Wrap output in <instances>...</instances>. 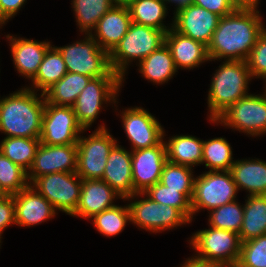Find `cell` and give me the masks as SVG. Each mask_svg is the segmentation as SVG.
Returning <instances> with one entry per match:
<instances>
[{
    "label": "cell",
    "mask_w": 266,
    "mask_h": 267,
    "mask_svg": "<svg viewBox=\"0 0 266 267\" xmlns=\"http://www.w3.org/2000/svg\"><path fill=\"white\" fill-rule=\"evenodd\" d=\"M239 238L245 242L266 234V195H246Z\"/></svg>",
    "instance_id": "83f0119b"
},
{
    "label": "cell",
    "mask_w": 266,
    "mask_h": 267,
    "mask_svg": "<svg viewBox=\"0 0 266 267\" xmlns=\"http://www.w3.org/2000/svg\"><path fill=\"white\" fill-rule=\"evenodd\" d=\"M122 200L129 202L131 223L141 230L156 234L191 223L179 209L157 203L144 192L135 193Z\"/></svg>",
    "instance_id": "8992f818"
},
{
    "label": "cell",
    "mask_w": 266,
    "mask_h": 267,
    "mask_svg": "<svg viewBox=\"0 0 266 267\" xmlns=\"http://www.w3.org/2000/svg\"><path fill=\"white\" fill-rule=\"evenodd\" d=\"M39 144V138L4 137L0 142V152L28 172Z\"/></svg>",
    "instance_id": "1f68e13d"
},
{
    "label": "cell",
    "mask_w": 266,
    "mask_h": 267,
    "mask_svg": "<svg viewBox=\"0 0 266 267\" xmlns=\"http://www.w3.org/2000/svg\"><path fill=\"white\" fill-rule=\"evenodd\" d=\"M141 76L154 85H163L168 83L177 75L178 70L175 67L173 57L166 44L158 50L153 51L141 62L136 64Z\"/></svg>",
    "instance_id": "484cf974"
},
{
    "label": "cell",
    "mask_w": 266,
    "mask_h": 267,
    "mask_svg": "<svg viewBox=\"0 0 266 267\" xmlns=\"http://www.w3.org/2000/svg\"><path fill=\"white\" fill-rule=\"evenodd\" d=\"M210 123L224 126L246 134L260 137L266 134V92L248 94L232 104L215 121Z\"/></svg>",
    "instance_id": "9c48e42d"
},
{
    "label": "cell",
    "mask_w": 266,
    "mask_h": 267,
    "mask_svg": "<svg viewBox=\"0 0 266 267\" xmlns=\"http://www.w3.org/2000/svg\"><path fill=\"white\" fill-rule=\"evenodd\" d=\"M144 193L157 203L179 209L192 222L191 201L180 190L168 189V186L157 182Z\"/></svg>",
    "instance_id": "74e56055"
},
{
    "label": "cell",
    "mask_w": 266,
    "mask_h": 267,
    "mask_svg": "<svg viewBox=\"0 0 266 267\" xmlns=\"http://www.w3.org/2000/svg\"><path fill=\"white\" fill-rule=\"evenodd\" d=\"M56 211L72 215L79 204L82 179L76 172H56L37 177L30 184Z\"/></svg>",
    "instance_id": "7c38bea8"
},
{
    "label": "cell",
    "mask_w": 266,
    "mask_h": 267,
    "mask_svg": "<svg viewBox=\"0 0 266 267\" xmlns=\"http://www.w3.org/2000/svg\"><path fill=\"white\" fill-rule=\"evenodd\" d=\"M127 7L134 23L165 32L173 27V18L172 23L168 24L165 21L169 16L168 10L170 11L165 0H131Z\"/></svg>",
    "instance_id": "4316f807"
},
{
    "label": "cell",
    "mask_w": 266,
    "mask_h": 267,
    "mask_svg": "<svg viewBox=\"0 0 266 267\" xmlns=\"http://www.w3.org/2000/svg\"><path fill=\"white\" fill-rule=\"evenodd\" d=\"M237 186L230 171H205L195 175L191 199L192 221L201 210H213L237 199Z\"/></svg>",
    "instance_id": "8fae6325"
},
{
    "label": "cell",
    "mask_w": 266,
    "mask_h": 267,
    "mask_svg": "<svg viewBox=\"0 0 266 267\" xmlns=\"http://www.w3.org/2000/svg\"><path fill=\"white\" fill-rule=\"evenodd\" d=\"M165 44L171 52L177 70H193L210 61L204 43L177 32L173 27L166 32Z\"/></svg>",
    "instance_id": "44dd1931"
},
{
    "label": "cell",
    "mask_w": 266,
    "mask_h": 267,
    "mask_svg": "<svg viewBox=\"0 0 266 267\" xmlns=\"http://www.w3.org/2000/svg\"><path fill=\"white\" fill-rule=\"evenodd\" d=\"M72 44L55 46L61 53L67 72L78 73L88 77L119 76L110 65V55L100 48L98 43L90 36L83 35Z\"/></svg>",
    "instance_id": "ba28073f"
},
{
    "label": "cell",
    "mask_w": 266,
    "mask_h": 267,
    "mask_svg": "<svg viewBox=\"0 0 266 267\" xmlns=\"http://www.w3.org/2000/svg\"><path fill=\"white\" fill-rule=\"evenodd\" d=\"M5 37L10 46L15 70L22 78L32 80L52 43L48 39L47 41H38L11 34H7Z\"/></svg>",
    "instance_id": "ac0fdd59"
},
{
    "label": "cell",
    "mask_w": 266,
    "mask_h": 267,
    "mask_svg": "<svg viewBox=\"0 0 266 267\" xmlns=\"http://www.w3.org/2000/svg\"><path fill=\"white\" fill-rule=\"evenodd\" d=\"M8 194L2 189L1 185H0V198H3L5 196H7Z\"/></svg>",
    "instance_id": "c3c4849f"
},
{
    "label": "cell",
    "mask_w": 266,
    "mask_h": 267,
    "mask_svg": "<svg viewBox=\"0 0 266 267\" xmlns=\"http://www.w3.org/2000/svg\"><path fill=\"white\" fill-rule=\"evenodd\" d=\"M123 79L120 76H102L91 79L80 92L72 105L76 118L84 130H89L99 115L105 110V104L118 110V96L123 88ZM120 91V92H119Z\"/></svg>",
    "instance_id": "5b68a950"
},
{
    "label": "cell",
    "mask_w": 266,
    "mask_h": 267,
    "mask_svg": "<svg viewBox=\"0 0 266 267\" xmlns=\"http://www.w3.org/2000/svg\"><path fill=\"white\" fill-rule=\"evenodd\" d=\"M131 155L134 194L145 192L149 187L160 182L164 164L167 162L163 140L153 147L132 150Z\"/></svg>",
    "instance_id": "2e32d148"
},
{
    "label": "cell",
    "mask_w": 266,
    "mask_h": 267,
    "mask_svg": "<svg viewBox=\"0 0 266 267\" xmlns=\"http://www.w3.org/2000/svg\"><path fill=\"white\" fill-rule=\"evenodd\" d=\"M118 115L124 133L131 143V151L153 147L163 140V126L147 109L140 106L126 107L120 110Z\"/></svg>",
    "instance_id": "5bb4252c"
},
{
    "label": "cell",
    "mask_w": 266,
    "mask_h": 267,
    "mask_svg": "<svg viewBox=\"0 0 266 267\" xmlns=\"http://www.w3.org/2000/svg\"><path fill=\"white\" fill-rule=\"evenodd\" d=\"M188 243L195 250L191 257L196 260L236 266L242 242L236 232L208 226V229L194 232Z\"/></svg>",
    "instance_id": "52a82bcc"
},
{
    "label": "cell",
    "mask_w": 266,
    "mask_h": 267,
    "mask_svg": "<svg viewBox=\"0 0 266 267\" xmlns=\"http://www.w3.org/2000/svg\"><path fill=\"white\" fill-rule=\"evenodd\" d=\"M236 267H266V234L241 243Z\"/></svg>",
    "instance_id": "f35d334b"
},
{
    "label": "cell",
    "mask_w": 266,
    "mask_h": 267,
    "mask_svg": "<svg viewBox=\"0 0 266 267\" xmlns=\"http://www.w3.org/2000/svg\"><path fill=\"white\" fill-rule=\"evenodd\" d=\"M12 225H16L14 198L13 195H7L3 198H0V239L3 238V231Z\"/></svg>",
    "instance_id": "60d3db41"
},
{
    "label": "cell",
    "mask_w": 266,
    "mask_h": 267,
    "mask_svg": "<svg viewBox=\"0 0 266 267\" xmlns=\"http://www.w3.org/2000/svg\"><path fill=\"white\" fill-rule=\"evenodd\" d=\"M173 28L206 46L218 26L220 16L193 3L173 11Z\"/></svg>",
    "instance_id": "e0dca14e"
},
{
    "label": "cell",
    "mask_w": 266,
    "mask_h": 267,
    "mask_svg": "<svg viewBox=\"0 0 266 267\" xmlns=\"http://www.w3.org/2000/svg\"><path fill=\"white\" fill-rule=\"evenodd\" d=\"M165 132L164 130L163 141L168 162L191 168L201 165L203 139L189 134H180L171 136L166 140Z\"/></svg>",
    "instance_id": "d4e9b609"
},
{
    "label": "cell",
    "mask_w": 266,
    "mask_h": 267,
    "mask_svg": "<svg viewBox=\"0 0 266 267\" xmlns=\"http://www.w3.org/2000/svg\"><path fill=\"white\" fill-rule=\"evenodd\" d=\"M259 9L238 8L220 17L207 46L211 61H246L266 25Z\"/></svg>",
    "instance_id": "6da1fadb"
},
{
    "label": "cell",
    "mask_w": 266,
    "mask_h": 267,
    "mask_svg": "<svg viewBox=\"0 0 266 267\" xmlns=\"http://www.w3.org/2000/svg\"><path fill=\"white\" fill-rule=\"evenodd\" d=\"M77 155V144L45 145L40 143L33 164L27 172L29 183L46 174L76 172Z\"/></svg>",
    "instance_id": "9a60e30c"
},
{
    "label": "cell",
    "mask_w": 266,
    "mask_h": 267,
    "mask_svg": "<svg viewBox=\"0 0 266 267\" xmlns=\"http://www.w3.org/2000/svg\"><path fill=\"white\" fill-rule=\"evenodd\" d=\"M210 80L207 120L215 121L232 104L247 96L253 77L246 61L223 60Z\"/></svg>",
    "instance_id": "3957f363"
},
{
    "label": "cell",
    "mask_w": 266,
    "mask_h": 267,
    "mask_svg": "<svg viewBox=\"0 0 266 267\" xmlns=\"http://www.w3.org/2000/svg\"><path fill=\"white\" fill-rule=\"evenodd\" d=\"M180 267H236L235 265H230L226 263H206L199 260H196L192 257H187L183 264H180Z\"/></svg>",
    "instance_id": "ee69618b"
},
{
    "label": "cell",
    "mask_w": 266,
    "mask_h": 267,
    "mask_svg": "<svg viewBox=\"0 0 266 267\" xmlns=\"http://www.w3.org/2000/svg\"><path fill=\"white\" fill-rule=\"evenodd\" d=\"M44 107V94L25 86L0 97L1 134L5 137L39 138Z\"/></svg>",
    "instance_id": "7a4b0ae2"
},
{
    "label": "cell",
    "mask_w": 266,
    "mask_h": 267,
    "mask_svg": "<svg viewBox=\"0 0 266 267\" xmlns=\"http://www.w3.org/2000/svg\"><path fill=\"white\" fill-rule=\"evenodd\" d=\"M263 85H265V86H263V90L266 92V81L264 82V84Z\"/></svg>",
    "instance_id": "681fc988"
},
{
    "label": "cell",
    "mask_w": 266,
    "mask_h": 267,
    "mask_svg": "<svg viewBox=\"0 0 266 267\" xmlns=\"http://www.w3.org/2000/svg\"><path fill=\"white\" fill-rule=\"evenodd\" d=\"M234 5L241 9H258L260 0H233Z\"/></svg>",
    "instance_id": "f6af8a7d"
},
{
    "label": "cell",
    "mask_w": 266,
    "mask_h": 267,
    "mask_svg": "<svg viewBox=\"0 0 266 267\" xmlns=\"http://www.w3.org/2000/svg\"><path fill=\"white\" fill-rule=\"evenodd\" d=\"M0 185L8 195H14L27 188L30 183L27 171L13 163L0 152Z\"/></svg>",
    "instance_id": "8d00e7d4"
},
{
    "label": "cell",
    "mask_w": 266,
    "mask_h": 267,
    "mask_svg": "<svg viewBox=\"0 0 266 267\" xmlns=\"http://www.w3.org/2000/svg\"><path fill=\"white\" fill-rule=\"evenodd\" d=\"M70 4L81 35H90L100 18L113 7L110 0H71Z\"/></svg>",
    "instance_id": "4dcf8cb0"
},
{
    "label": "cell",
    "mask_w": 266,
    "mask_h": 267,
    "mask_svg": "<svg viewBox=\"0 0 266 267\" xmlns=\"http://www.w3.org/2000/svg\"><path fill=\"white\" fill-rule=\"evenodd\" d=\"M131 162V150H126L119 145L118 141L107 157L105 171L101 178L123 199L134 194Z\"/></svg>",
    "instance_id": "603a6c76"
},
{
    "label": "cell",
    "mask_w": 266,
    "mask_h": 267,
    "mask_svg": "<svg viewBox=\"0 0 266 267\" xmlns=\"http://www.w3.org/2000/svg\"><path fill=\"white\" fill-rule=\"evenodd\" d=\"M67 73L66 65L59 50L52 45L44 56L38 72L31 80V87H25L36 92L44 93L54 83L58 82Z\"/></svg>",
    "instance_id": "f546056e"
},
{
    "label": "cell",
    "mask_w": 266,
    "mask_h": 267,
    "mask_svg": "<svg viewBox=\"0 0 266 267\" xmlns=\"http://www.w3.org/2000/svg\"><path fill=\"white\" fill-rule=\"evenodd\" d=\"M230 173L238 191L249 195H266V161L259 158L236 159Z\"/></svg>",
    "instance_id": "cb8c5ba5"
},
{
    "label": "cell",
    "mask_w": 266,
    "mask_h": 267,
    "mask_svg": "<svg viewBox=\"0 0 266 267\" xmlns=\"http://www.w3.org/2000/svg\"><path fill=\"white\" fill-rule=\"evenodd\" d=\"M89 220L101 235L108 238L115 237L125 229L127 223H131L128 202L123 206L116 204L114 207L95 214Z\"/></svg>",
    "instance_id": "836d02e7"
},
{
    "label": "cell",
    "mask_w": 266,
    "mask_h": 267,
    "mask_svg": "<svg viewBox=\"0 0 266 267\" xmlns=\"http://www.w3.org/2000/svg\"><path fill=\"white\" fill-rule=\"evenodd\" d=\"M131 23L127 6H113L100 18L90 36L110 54L127 33Z\"/></svg>",
    "instance_id": "7402d4cb"
},
{
    "label": "cell",
    "mask_w": 266,
    "mask_h": 267,
    "mask_svg": "<svg viewBox=\"0 0 266 267\" xmlns=\"http://www.w3.org/2000/svg\"><path fill=\"white\" fill-rule=\"evenodd\" d=\"M118 199L123 198L102 179L82 180L79 204L71 216L89 220L95 214L114 207V201Z\"/></svg>",
    "instance_id": "ffe728a7"
},
{
    "label": "cell",
    "mask_w": 266,
    "mask_h": 267,
    "mask_svg": "<svg viewBox=\"0 0 266 267\" xmlns=\"http://www.w3.org/2000/svg\"><path fill=\"white\" fill-rule=\"evenodd\" d=\"M208 226L239 234L244 215V204L236 200L208 212Z\"/></svg>",
    "instance_id": "d590c367"
},
{
    "label": "cell",
    "mask_w": 266,
    "mask_h": 267,
    "mask_svg": "<svg viewBox=\"0 0 266 267\" xmlns=\"http://www.w3.org/2000/svg\"><path fill=\"white\" fill-rule=\"evenodd\" d=\"M100 125V126H99ZM86 136L83 133L77 142V175L82 179H101L103 177L107 157L113 146L118 142L104 124Z\"/></svg>",
    "instance_id": "30bf717a"
},
{
    "label": "cell",
    "mask_w": 266,
    "mask_h": 267,
    "mask_svg": "<svg viewBox=\"0 0 266 267\" xmlns=\"http://www.w3.org/2000/svg\"><path fill=\"white\" fill-rule=\"evenodd\" d=\"M193 168L166 162L164 164L160 183L168 189L180 190L190 201L193 196L194 174Z\"/></svg>",
    "instance_id": "e575fe53"
},
{
    "label": "cell",
    "mask_w": 266,
    "mask_h": 267,
    "mask_svg": "<svg viewBox=\"0 0 266 267\" xmlns=\"http://www.w3.org/2000/svg\"><path fill=\"white\" fill-rule=\"evenodd\" d=\"M165 35L166 32L163 30L134 22L130 24L127 33L109 54L111 68L123 79V83L127 79L125 76L132 62L138 64L153 51L158 50L165 44Z\"/></svg>",
    "instance_id": "277c9868"
},
{
    "label": "cell",
    "mask_w": 266,
    "mask_h": 267,
    "mask_svg": "<svg viewBox=\"0 0 266 267\" xmlns=\"http://www.w3.org/2000/svg\"><path fill=\"white\" fill-rule=\"evenodd\" d=\"M193 4L223 17L238 9L233 0H193Z\"/></svg>",
    "instance_id": "b9f144b4"
},
{
    "label": "cell",
    "mask_w": 266,
    "mask_h": 267,
    "mask_svg": "<svg viewBox=\"0 0 266 267\" xmlns=\"http://www.w3.org/2000/svg\"><path fill=\"white\" fill-rule=\"evenodd\" d=\"M233 159L232 147L226 138L203 140L201 164H205L208 171H228L235 162Z\"/></svg>",
    "instance_id": "d6a6232c"
},
{
    "label": "cell",
    "mask_w": 266,
    "mask_h": 267,
    "mask_svg": "<svg viewBox=\"0 0 266 267\" xmlns=\"http://www.w3.org/2000/svg\"><path fill=\"white\" fill-rule=\"evenodd\" d=\"M15 224L18 227L36 226L53 219L58 212L31 185L13 195Z\"/></svg>",
    "instance_id": "d6986e66"
},
{
    "label": "cell",
    "mask_w": 266,
    "mask_h": 267,
    "mask_svg": "<svg viewBox=\"0 0 266 267\" xmlns=\"http://www.w3.org/2000/svg\"><path fill=\"white\" fill-rule=\"evenodd\" d=\"M27 0H0V26L4 27L9 20L14 18Z\"/></svg>",
    "instance_id": "7bdbcfd3"
},
{
    "label": "cell",
    "mask_w": 266,
    "mask_h": 267,
    "mask_svg": "<svg viewBox=\"0 0 266 267\" xmlns=\"http://www.w3.org/2000/svg\"><path fill=\"white\" fill-rule=\"evenodd\" d=\"M193 0H165V2L167 4L170 3V6L171 4H173L175 7H174V11H176L177 9H179L180 7H183V6H186L188 4H191Z\"/></svg>",
    "instance_id": "bcb514c9"
},
{
    "label": "cell",
    "mask_w": 266,
    "mask_h": 267,
    "mask_svg": "<svg viewBox=\"0 0 266 267\" xmlns=\"http://www.w3.org/2000/svg\"><path fill=\"white\" fill-rule=\"evenodd\" d=\"M131 0H110L113 6H128Z\"/></svg>",
    "instance_id": "7dc6e473"
},
{
    "label": "cell",
    "mask_w": 266,
    "mask_h": 267,
    "mask_svg": "<svg viewBox=\"0 0 266 267\" xmlns=\"http://www.w3.org/2000/svg\"><path fill=\"white\" fill-rule=\"evenodd\" d=\"M91 79L86 75L67 72L43 93L45 101L54 105L72 106Z\"/></svg>",
    "instance_id": "f1b7e54d"
},
{
    "label": "cell",
    "mask_w": 266,
    "mask_h": 267,
    "mask_svg": "<svg viewBox=\"0 0 266 267\" xmlns=\"http://www.w3.org/2000/svg\"><path fill=\"white\" fill-rule=\"evenodd\" d=\"M83 131L72 106L54 105L45 101L40 143L45 145L77 144Z\"/></svg>",
    "instance_id": "4fadbf2b"
},
{
    "label": "cell",
    "mask_w": 266,
    "mask_h": 267,
    "mask_svg": "<svg viewBox=\"0 0 266 267\" xmlns=\"http://www.w3.org/2000/svg\"><path fill=\"white\" fill-rule=\"evenodd\" d=\"M253 79L266 81V27L258 37L255 46L246 59Z\"/></svg>",
    "instance_id": "ab89813d"
}]
</instances>
